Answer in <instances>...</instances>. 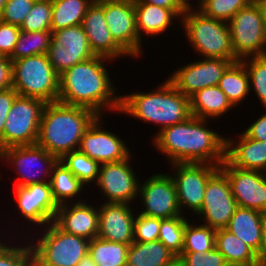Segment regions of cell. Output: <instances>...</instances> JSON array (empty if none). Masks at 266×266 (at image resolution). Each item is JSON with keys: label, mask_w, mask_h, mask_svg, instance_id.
Listing matches in <instances>:
<instances>
[{"label": "cell", "mask_w": 266, "mask_h": 266, "mask_svg": "<svg viewBox=\"0 0 266 266\" xmlns=\"http://www.w3.org/2000/svg\"><path fill=\"white\" fill-rule=\"evenodd\" d=\"M266 111V107H264ZM243 132L254 140L266 141V113L260 114V117L257 118L252 124L246 127Z\"/></svg>", "instance_id": "48"}, {"label": "cell", "mask_w": 266, "mask_h": 266, "mask_svg": "<svg viewBox=\"0 0 266 266\" xmlns=\"http://www.w3.org/2000/svg\"><path fill=\"white\" fill-rule=\"evenodd\" d=\"M7 0H0V15L2 14L3 12V8L6 4Z\"/></svg>", "instance_id": "55"}, {"label": "cell", "mask_w": 266, "mask_h": 266, "mask_svg": "<svg viewBox=\"0 0 266 266\" xmlns=\"http://www.w3.org/2000/svg\"><path fill=\"white\" fill-rule=\"evenodd\" d=\"M126 203L101 202L98 206V238L130 245L134 242V207Z\"/></svg>", "instance_id": "21"}, {"label": "cell", "mask_w": 266, "mask_h": 266, "mask_svg": "<svg viewBox=\"0 0 266 266\" xmlns=\"http://www.w3.org/2000/svg\"><path fill=\"white\" fill-rule=\"evenodd\" d=\"M17 210L24 223L29 225L32 231L44 228L47 224L54 221L58 205L53 199L49 182L29 184L26 186L14 187ZM27 220V221H26ZM33 227V228H31Z\"/></svg>", "instance_id": "16"}, {"label": "cell", "mask_w": 266, "mask_h": 266, "mask_svg": "<svg viewBox=\"0 0 266 266\" xmlns=\"http://www.w3.org/2000/svg\"><path fill=\"white\" fill-rule=\"evenodd\" d=\"M93 110L59 101L46 103L36 144L60 159L78 150L87 128L98 117Z\"/></svg>", "instance_id": "3"}, {"label": "cell", "mask_w": 266, "mask_h": 266, "mask_svg": "<svg viewBox=\"0 0 266 266\" xmlns=\"http://www.w3.org/2000/svg\"><path fill=\"white\" fill-rule=\"evenodd\" d=\"M234 107H239L250 92L249 75L241 61L233 62L223 73L217 85Z\"/></svg>", "instance_id": "31"}, {"label": "cell", "mask_w": 266, "mask_h": 266, "mask_svg": "<svg viewBox=\"0 0 266 266\" xmlns=\"http://www.w3.org/2000/svg\"><path fill=\"white\" fill-rule=\"evenodd\" d=\"M187 220L182 252H207L215 248L216 229ZM194 222V223H193Z\"/></svg>", "instance_id": "36"}, {"label": "cell", "mask_w": 266, "mask_h": 266, "mask_svg": "<svg viewBox=\"0 0 266 266\" xmlns=\"http://www.w3.org/2000/svg\"><path fill=\"white\" fill-rule=\"evenodd\" d=\"M76 266H97L89 253H87Z\"/></svg>", "instance_id": "53"}, {"label": "cell", "mask_w": 266, "mask_h": 266, "mask_svg": "<svg viewBox=\"0 0 266 266\" xmlns=\"http://www.w3.org/2000/svg\"><path fill=\"white\" fill-rule=\"evenodd\" d=\"M226 160L241 169L266 173V141L249 138L241 132L236 139L226 136Z\"/></svg>", "instance_id": "23"}, {"label": "cell", "mask_w": 266, "mask_h": 266, "mask_svg": "<svg viewBox=\"0 0 266 266\" xmlns=\"http://www.w3.org/2000/svg\"><path fill=\"white\" fill-rule=\"evenodd\" d=\"M258 4L260 5L262 12H263V18L265 22V30H266V0H256Z\"/></svg>", "instance_id": "54"}, {"label": "cell", "mask_w": 266, "mask_h": 266, "mask_svg": "<svg viewBox=\"0 0 266 266\" xmlns=\"http://www.w3.org/2000/svg\"><path fill=\"white\" fill-rule=\"evenodd\" d=\"M215 247L224 256L229 266H255L257 254L226 228L216 230Z\"/></svg>", "instance_id": "29"}, {"label": "cell", "mask_w": 266, "mask_h": 266, "mask_svg": "<svg viewBox=\"0 0 266 266\" xmlns=\"http://www.w3.org/2000/svg\"><path fill=\"white\" fill-rule=\"evenodd\" d=\"M254 0H205L201 12L207 17L229 22L242 8Z\"/></svg>", "instance_id": "41"}, {"label": "cell", "mask_w": 266, "mask_h": 266, "mask_svg": "<svg viewBox=\"0 0 266 266\" xmlns=\"http://www.w3.org/2000/svg\"><path fill=\"white\" fill-rule=\"evenodd\" d=\"M237 208L227 176L218 169L207 181L198 222L214 229L226 228Z\"/></svg>", "instance_id": "14"}, {"label": "cell", "mask_w": 266, "mask_h": 266, "mask_svg": "<svg viewBox=\"0 0 266 266\" xmlns=\"http://www.w3.org/2000/svg\"><path fill=\"white\" fill-rule=\"evenodd\" d=\"M134 3H149L170 10H180L177 0H133Z\"/></svg>", "instance_id": "50"}, {"label": "cell", "mask_w": 266, "mask_h": 266, "mask_svg": "<svg viewBox=\"0 0 266 266\" xmlns=\"http://www.w3.org/2000/svg\"><path fill=\"white\" fill-rule=\"evenodd\" d=\"M59 160L87 187L97 182L101 164L86 154L75 150L64 154Z\"/></svg>", "instance_id": "37"}, {"label": "cell", "mask_w": 266, "mask_h": 266, "mask_svg": "<svg viewBox=\"0 0 266 266\" xmlns=\"http://www.w3.org/2000/svg\"><path fill=\"white\" fill-rule=\"evenodd\" d=\"M228 178L237 206L266 214V173L232 166L226 159L219 168Z\"/></svg>", "instance_id": "18"}, {"label": "cell", "mask_w": 266, "mask_h": 266, "mask_svg": "<svg viewBox=\"0 0 266 266\" xmlns=\"http://www.w3.org/2000/svg\"><path fill=\"white\" fill-rule=\"evenodd\" d=\"M52 0H36L20 26L21 31L51 30Z\"/></svg>", "instance_id": "40"}, {"label": "cell", "mask_w": 266, "mask_h": 266, "mask_svg": "<svg viewBox=\"0 0 266 266\" xmlns=\"http://www.w3.org/2000/svg\"><path fill=\"white\" fill-rule=\"evenodd\" d=\"M104 16L113 39L131 57L140 58L144 46L136 28L133 0H104Z\"/></svg>", "instance_id": "17"}, {"label": "cell", "mask_w": 266, "mask_h": 266, "mask_svg": "<svg viewBox=\"0 0 266 266\" xmlns=\"http://www.w3.org/2000/svg\"><path fill=\"white\" fill-rule=\"evenodd\" d=\"M248 72L250 91L257 96L262 107H266V56L250 57L241 61Z\"/></svg>", "instance_id": "39"}, {"label": "cell", "mask_w": 266, "mask_h": 266, "mask_svg": "<svg viewBox=\"0 0 266 266\" xmlns=\"http://www.w3.org/2000/svg\"><path fill=\"white\" fill-rule=\"evenodd\" d=\"M12 88L20 96L33 97L45 103L59 98V74L53 69L47 54L12 61Z\"/></svg>", "instance_id": "7"}, {"label": "cell", "mask_w": 266, "mask_h": 266, "mask_svg": "<svg viewBox=\"0 0 266 266\" xmlns=\"http://www.w3.org/2000/svg\"><path fill=\"white\" fill-rule=\"evenodd\" d=\"M190 1V2H189ZM198 3L191 4V0H177L178 6L183 13L191 11H200L203 7L205 0H197ZM196 4V6H195Z\"/></svg>", "instance_id": "51"}, {"label": "cell", "mask_w": 266, "mask_h": 266, "mask_svg": "<svg viewBox=\"0 0 266 266\" xmlns=\"http://www.w3.org/2000/svg\"><path fill=\"white\" fill-rule=\"evenodd\" d=\"M134 220V241L153 242L158 240L161 219L136 213Z\"/></svg>", "instance_id": "43"}, {"label": "cell", "mask_w": 266, "mask_h": 266, "mask_svg": "<svg viewBox=\"0 0 266 266\" xmlns=\"http://www.w3.org/2000/svg\"><path fill=\"white\" fill-rule=\"evenodd\" d=\"M138 199L144 209L140 214L160 219L182 215L175 184L168 173H156L140 181Z\"/></svg>", "instance_id": "13"}, {"label": "cell", "mask_w": 266, "mask_h": 266, "mask_svg": "<svg viewBox=\"0 0 266 266\" xmlns=\"http://www.w3.org/2000/svg\"><path fill=\"white\" fill-rule=\"evenodd\" d=\"M52 42V31H21L14 51L9 57L11 61L24 57L47 54Z\"/></svg>", "instance_id": "34"}, {"label": "cell", "mask_w": 266, "mask_h": 266, "mask_svg": "<svg viewBox=\"0 0 266 266\" xmlns=\"http://www.w3.org/2000/svg\"><path fill=\"white\" fill-rule=\"evenodd\" d=\"M258 261H266V215L263 224V240L260 253L257 255Z\"/></svg>", "instance_id": "52"}, {"label": "cell", "mask_w": 266, "mask_h": 266, "mask_svg": "<svg viewBox=\"0 0 266 266\" xmlns=\"http://www.w3.org/2000/svg\"><path fill=\"white\" fill-rule=\"evenodd\" d=\"M38 230L33 232L36 238L28 239L34 266H76L88 253V239L64 232L54 222Z\"/></svg>", "instance_id": "5"}, {"label": "cell", "mask_w": 266, "mask_h": 266, "mask_svg": "<svg viewBox=\"0 0 266 266\" xmlns=\"http://www.w3.org/2000/svg\"><path fill=\"white\" fill-rule=\"evenodd\" d=\"M208 119L186 121L154 133L152 144L168 163H206L220 166L226 159V136L209 127ZM208 126V127H207Z\"/></svg>", "instance_id": "1"}, {"label": "cell", "mask_w": 266, "mask_h": 266, "mask_svg": "<svg viewBox=\"0 0 266 266\" xmlns=\"http://www.w3.org/2000/svg\"><path fill=\"white\" fill-rule=\"evenodd\" d=\"M98 116L84 132L78 150L102 163L118 162L129 158L132 152L115 132L104 129V120Z\"/></svg>", "instance_id": "19"}, {"label": "cell", "mask_w": 266, "mask_h": 266, "mask_svg": "<svg viewBox=\"0 0 266 266\" xmlns=\"http://www.w3.org/2000/svg\"><path fill=\"white\" fill-rule=\"evenodd\" d=\"M178 26L197 55L235 61L228 22L207 17L201 11H191L182 15Z\"/></svg>", "instance_id": "6"}, {"label": "cell", "mask_w": 266, "mask_h": 266, "mask_svg": "<svg viewBox=\"0 0 266 266\" xmlns=\"http://www.w3.org/2000/svg\"><path fill=\"white\" fill-rule=\"evenodd\" d=\"M107 61L114 60L96 55L63 71L58 101L91 109L99 116H104L105 110L119 113L120 95L110 79Z\"/></svg>", "instance_id": "2"}, {"label": "cell", "mask_w": 266, "mask_h": 266, "mask_svg": "<svg viewBox=\"0 0 266 266\" xmlns=\"http://www.w3.org/2000/svg\"><path fill=\"white\" fill-rule=\"evenodd\" d=\"M48 60L53 69L60 75L70 68V54L67 48L56 44L53 40L47 52Z\"/></svg>", "instance_id": "46"}, {"label": "cell", "mask_w": 266, "mask_h": 266, "mask_svg": "<svg viewBox=\"0 0 266 266\" xmlns=\"http://www.w3.org/2000/svg\"><path fill=\"white\" fill-rule=\"evenodd\" d=\"M52 40L56 44L67 48L70 54V68L96 56L89 45L88 37L82 25L53 31Z\"/></svg>", "instance_id": "30"}, {"label": "cell", "mask_w": 266, "mask_h": 266, "mask_svg": "<svg viewBox=\"0 0 266 266\" xmlns=\"http://www.w3.org/2000/svg\"><path fill=\"white\" fill-rule=\"evenodd\" d=\"M177 260L180 266H229L216 247L202 253L182 252Z\"/></svg>", "instance_id": "42"}, {"label": "cell", "mask_w": 266, "mask_h": 266, "mask_svg": "<svg viewBox=\"0 0 266 266\" xmlns=\"http://www.w3.org/2000/svg\"><path fill=\"white\" fill-rule=\"evenodd\" d=\"M21 29L0 20V55L10 57L18 41Z\"/></svg>", "instance_id": "45"}, {"label": "cell", "mask_w": 266, "mask_h": 266, "mask_svg": "<svg viewBox=\"0 0 266 266\" xmlns=\"http://www.w3.org/2000/svg\"><path fill=\"white\" fill-rule=\"evenodd\" d=\"M129 158L100 165L97 182L94 184L99 188L104 202L132 204L138 200L140 181L136 176Z\"/></svg>", "instance_id": "12"}, {"label": "cell", "mask_w": 266, "mask_h": 266, "mask_svg": "<svg viewBox=\"0 0 266 266\" xmlns=\"http://www.w3.org/2000/svg\"><path fill=\"white\" fill-rule=\"evenodd\" d=\"M178 257L159 240L153 242H132L127 253L126 266H168Z\"/></svg>", "instance_id": "28"}, {"label": "cell", "mask_w": 266, "mask_h": 266, "mask_svg": "<svg viewBox=\"0 0 266 266\" xmlns=\"http://www.w3.org/2000/svg\"><path fill=\"white\" fill-rule=\"evenodd\" d=\"M265 215L250 208L237 206L226 229L258 255L262 246Z\"/></svg>", "instance_id": "25"}, {"label": "cell", "mask_w": 266, "mask_h": 266, "mask_svg": "<svg viewBox=\"0 0 266 266\" xmlns=\"http://www.w3.org/2000/svg\"><path fill=\"white\" fill-rule=\"evenodd\" d=\"M137 91L120 96L119 113L147 124H156L159 127L157 132L192 116L190 98L177 90L168 79L159 83L154 91Z\"/></svg>", "instance_id": "4"}, {"label": "cell", "mask_w": 266, "mask_h": 266, "mask_svg": "<svg viewBox=\"0 0 266 266\" xmlns=\"http://www.w3.org/2000/svg\"><path fill=\"white\" fill-rule=\"evenodd\" d=\"M18 93L11 87L0 91V151L2 150V135L7 115Z\"/></svg>", "instance_id": "47"}, {"label": "cell", "mask_w": 266, "mask_h": 266, "mask_svg": "<svg viewBox=\"0 0 266 266\" xmlns=\"http://www.w3.org/2000/svg\"><path fill=\"white\" fill-rule=\"evenodd\" d=\"M187 220L186 215L161 219L158 240L177 257L182 253Z\"/></svg>", "instance_id": "38"}, {"label": "cell", "mask_w": 266, "mask_h": 266, "mask_svg": "<svg viewBox=\"0 0 266 266\" xmlns=\"http://www.w3.org/2000/svg\"><path fill=\"white\" fill-rule=\"evenodd\" d=\"M170 166L174 169L171 177L182 215L185 209L197 215L204 202L207 181L220 166L206 163H173Z\"/></svg>", "instance_id": "11"}, {"label": "cell", "mask_w": 266, "mask_h": 266, "mask_svg": "<svg viewBox=\"0 0 266 266\" xmlns=\"http://www.w3.org/2000/svg\"><path fill=\"white\" fill-rule=\"evenodd\" d=\"M235 107L218 87H206L190 97L191 115L202 119H220Z\"/></svg>", "instance_id": "26"}, {"label": "cell", "mask_w": 266, "mask_h": 266, "mask_svg": "<svg viewBox=\"0 0 266 266\" xmlns=\"http://www.w3.org/2000/svg\"><path fill=\"white\" fill-rule=\"evenodd\" d=\"M92 0H52L51 31L82 25Z\"/></svg>", "instance_id": "32"}, {"label": "cell", "mask_w": 266, "mask_h": 266, "mask_svg": "<svg viewBox=\"0 0 266 266\" xmlns=\"http://www.w3.org/2000/svg\"><path fill=\"white\" fill-rule=\"evenodd\" d=\"M36 0H7L0 20L12 25L21 26Z\"/></svg>", "instance_id": "44"}, {"label": "cell", "mask_w": 266, "mask_h": 266, "mask_svg": "<svg viewBox=\"0 0 266 266\" xmlns=\"http://www.w3.org/2000/svg\"><path fill=\"white\" fill-rule=\"evenodd\" d=\"M134 8L136 28L141 41H143L142 34L152 38L164 35L165 31L176 25V19L181 20L184 14L181 10H170L149 3H134Z\"/></svg>", "instance_id": "24"}, {"label": "cell", "mask_w": 266, "mask_h": 266, "mask_svg": "<svg viewBox=\"0 0 266 266\" xmlns=\"http://www.w3.org/2000/svg\"><path fill=\"white\" fill-rule=\"evenodd\" d=\"M258 266H266V261H258Z\"/></svg>", "instance_id": "56"}, {"label": "cell", "mask_w": 266, "mask_h": 266, "mask_svg": "<svg viewBox=\"0 0 266 266\" xmlns=\"http://www.w3.org/2000/svg\"><path fill=\"white\" fill-rule=\"evenodd\" d=\"M129 245L103 240L89 241L88 253L97 266H126Z\"/></svg>", "instance_id": "33"}, {"label": "cell", "mask_w": 266, "mask_h": 266, "mask_svg": "<svg viewBox=\"0 0 266 266\" xmlns=\"http://www.w3.org/2000/svg\"><path fill=\"white\" fill-rule=\"evenodd\" d=\"M93 2H99V1H103V0H92Z\"/></svg>", "instance_id": "58"}, {"label": "cell", "mask_w": 266, "mask_h": 266, "mask_svg": "<svg viewBox=\"0 0 266 266\" xmlns=\"http://www.w3.org/2000/svg\"><path fill=\"white\" fill-rule=\"evenodd\" d=\"M0 234L3 235L5 233ZM27 234H24L27 239L24 237L25 241L23 242L21 236L17 244L13 241V238L11 240L10 235H8L10 237L8 239H6L5 236H0V266H34L33 251L30 241L28 240V237H30L29 235L31 234L28 232ZM1 237L6 240H3V238L1 239ZM9 239L11 240V244H8L10 242ZM12 243H14L15 246Z\"/></svg>", "instance_id": "35"}, {"label": "cell", "mask_w": 266, "mask_h": 266, "mask_svg": "<svg viewBox=\"0 0 266 266\" xmlns=\"http://www.w3.org/2000/svg\"><path fill=\"white\" fill-rule=\"evenodd\" d=\"M12 87V61L9 57H0V91Z\"/></svg>", "instance_id": "49"}, {"label": "cell", "mask_w": 266, "mask_h": 266, "mask_svg": "<svg viewBox=\"0 0 266 266\" xmlns=\"http://www.w3.org/2000/svg\"><path fill=\"white\" fill-rule=\"evenodd\" d=\"M168 266H180V265H179V262H178V260H177L175 263H173V264H171V265H168Z\"/></svg>", "instance_id": "57"}, {"label": "cell", "mask_w": 266, "mask_h": 266, "mask_svg": "<svg viewBox=\"0 0 266 266\" xmlns=\"http://www.w3.org/2000/svg\"><path fill=\"white\" fill-rule=\"evenodd\" d=\"M45 104L38 98L20 95L15 97L3 130L2 150L13 146L36 144Z\"/></svg>", "instance_id": "9"}, {"label": "cell", "mask_w": 266, "mask_h": 266, "mask_svg": "<svg viewBox=\"0 0 266 266\" xmlns=\"http://www.w3.org/2000/svg\"><path fill=\"white\" fill-rule=\"evenodd\" d=\"M87 202L66 203L58 206L54 223L64 232L81 236L89 241L98 236V208Z\"/></svg>", "instance_id": "22"}, {"label": "cell", "mask_w": 266, "mask_h": 266, "mask_svg": "<svg viewBox=\"0 0 266 266\" xmlns=\"http://www.w3.org/2000/svg\"><path fill=\"white\" fill-rule=\"evenodd\" d=\"M49 183L53 199L58 206L70 202H82L86 200L84 198L78 199L77 197L80 194H84V189L87 188V186L84 185L60 160H58L53 166Z\"/></svg>", "instance_id": "27"}, {"label": "cell", "mask_w": 266, "mask_h": 266, "mask_svg": "<svg viewBox=\"0 0 266 266\" xmlns=\"http://www.w3.org/2000/svg\"><path fill=\"white\" fill-rule=\"evenodd\" d=\"M82 27L88 37L89 45L97 56L111 60L130 57V55L113 39L104 16V0L93 2L83 18Z\"/></svg>", "instance_id": "20"}, {"label": "cell", "mask_w": 266, "mask_h": 266, "mask_svg": "<svg viewBox=\"0 0 266 266\" xmlns=\"http://www.w3.org/2000/svg\"><path fill=\"white\" fill-rule=\"evenodd\" d=\"M0 160L15 170L20 179L15 177L13 187H18L49 182L53 166L59 159L34 144L5 148L0 151Z\"/></svg>", "instance_id": "10"}, {"label": "cell", "mask_w": 266, "mask_h": 266, "mask_svg": "<svg viewBox=\"0 0 266 266\" xmlns=\"http://www.w3.org/2000/svg\"><path fill=\"white\" fill-rule=\"evenodd\" d=\"M200 59L175 69L168 77L174 87L189 98L206 87L217 86L223 73L235 62L224 58Z\"/></svg>", "instance_id": "15"}, {"label": "cell", "mask_w": 266, "mask_h": 266, "mask_svg": "<svg viewBox=\"0 0 266 266\" xmlns=\"http://www.w3.org/2000/svg\"><path fill=\"white\" fill-rule=\"evenodd\" d=\"M235 62L266 56L263 12L256 0L239 10L228 22Z\"/></svg>", "instance_id": "8"}]
</instances>
